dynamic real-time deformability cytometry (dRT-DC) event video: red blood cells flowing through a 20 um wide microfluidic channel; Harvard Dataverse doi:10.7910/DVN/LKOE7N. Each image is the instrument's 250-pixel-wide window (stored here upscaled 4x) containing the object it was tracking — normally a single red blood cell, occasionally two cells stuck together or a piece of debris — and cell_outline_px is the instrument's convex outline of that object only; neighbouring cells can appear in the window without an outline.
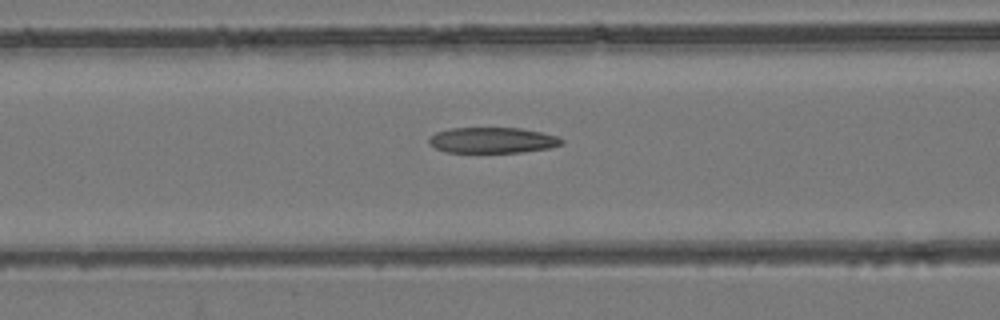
{"species": "common noctule bat (a hibernating species)", "species_latin": "Nyctalus noctula", "temperature_condition": "room temperature", "stored_images_in_passage": 41, "camera_frame_rate_fps": 3000, "um_per_image_px": 0.085, "animal": {"sex": "female", "body_mass_g": 24.6, "forearm_length_mm": 56.2}, "frame": {"image": 1, "passage_image": 10, "time_ms": 3.0, "image_size_px": [1000, 320], "cell_outline_px": [[564, 140], [560, 144], [548, 148], [520, 152], [444, 152], [428, 144], [428, 136], [436, 132], [448, 128], [520, 128], [560, 136]], "centroid_in_image_um": [41.8, 11.91], "position_along_channel_um": 124.8, "area_um2": 19.94}}
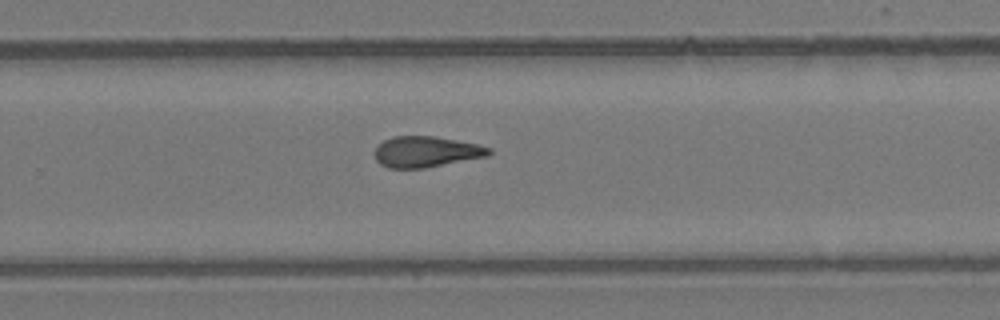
{"frame": {"image": 2, "passage_image": 23, "time_ms": 7.333, "image_size_px": [1000, 320], "cell_outline_px": [[492, 152], [488, 156], [424, 168], [388, 168], [380, 164], [376, 160], [376, 148], [384, 140], [392, 136], [432, 136], [456, 140], [476, 144], [492, 148]], "centroid_in_image_um": [36.23, 12.9], "position_along_channel_um": 293.6, "area_um2": 20.4}}
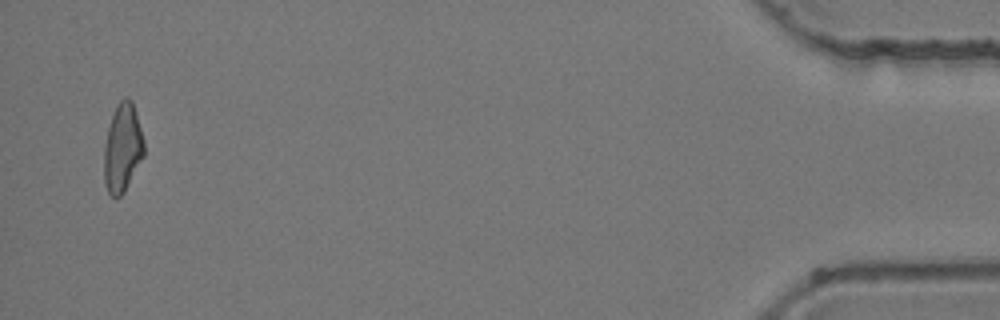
{"frame": {"image": 3, "passage_image": 40, "time_ms": 13.0, "image_size_px": [1000, 320], "cell_outline_px": [[144, 156], [124, 192], [120, 196], [112, 196], [108, 192], [104, 184], [104, 144], [108, 128], [116, 104], [124, 96], [128, 96], [132, 100], [144, 140]], "centroid_in_image_um": [10.41, 12.55], "position_along_channel_um": 424.8, "area_um2": 20.69}, "authors_computed_cell_mechanics": {"area_um2": 20.8658, "velocity_mm_per_s": 3.905, "shape_relaxation_time_tau1_ms": null, "shape_relaxation_time_tau2_ms": 1.9744, "deformation_change_tau1": null, "deformation_change_tau2": 0.1051}}